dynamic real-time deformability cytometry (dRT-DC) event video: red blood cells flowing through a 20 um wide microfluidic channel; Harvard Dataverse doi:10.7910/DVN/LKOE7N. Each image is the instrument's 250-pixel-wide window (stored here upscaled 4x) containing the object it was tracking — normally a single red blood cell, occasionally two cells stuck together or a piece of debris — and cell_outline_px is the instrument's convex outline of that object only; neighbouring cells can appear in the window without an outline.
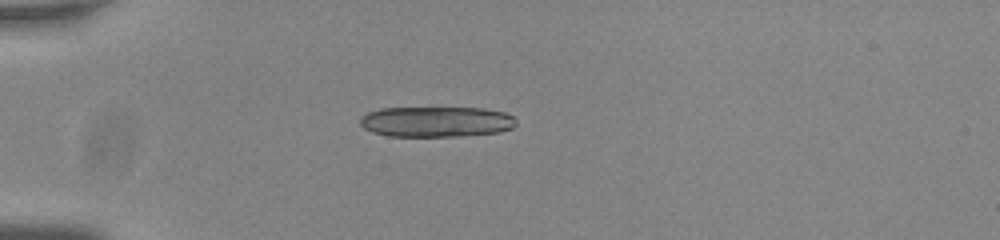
{"species": "common noctule bat (a hibernating species)", "species_latin": "Nyctalus noctula", "temperature_condition": "room temperature", "stored_images_in_passage": 56, "camera_frame_rate_fps": 3000, "um_per_image_px": 0.085, "animal": {"sex": "male", "body_mass_g": 20.0, "forearm_length_mm": 53.3}, "frame": {"image": 1, "passage_image": 17, "time_ms": 5.333, "image_size_px": [1000, 240], "cell_outline_px": [[516, 124], [512, 128], [500, 132], [460, 136], [388, 136], [372, 132], [364, 128], [360, 124], [360, 116], [368, 112], [380, 108], [484, 108], [504, 112], [512, 116], [516, 120]], "centroid_in_image_um": [37.07, 10.34], "position_along_channel_um": 47.9, "area_um2": 27.86}, "authors_computed_cell_mechanics": {"area_um2": 26.4724, "velocity_mm_per_s": 3.795, "shape_relaxation_time_tau1_ms": null, "shape_relaxation_time_tau2_ms": 1.439, "deformation_change_tau1": null, "deformation_change_tau2": 0.0832}}